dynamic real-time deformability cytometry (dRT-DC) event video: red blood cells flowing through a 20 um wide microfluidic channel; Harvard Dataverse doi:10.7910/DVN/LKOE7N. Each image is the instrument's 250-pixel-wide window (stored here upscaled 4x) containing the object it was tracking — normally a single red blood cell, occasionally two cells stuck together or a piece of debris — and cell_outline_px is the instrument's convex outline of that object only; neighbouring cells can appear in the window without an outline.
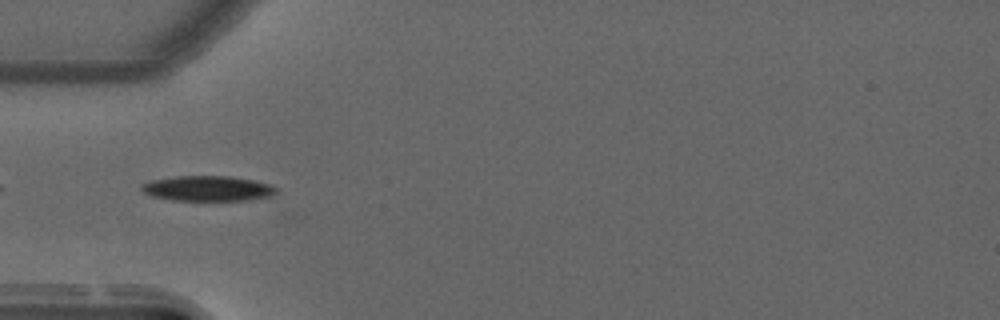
{"species": "common noctule bat (a hibernating species)", "species_latin": "Nyctalus noctula", "temperature_condition": "warm", "stored_images_in_passage": 40, "camera_frame_rate_fps": 3000, "um_per_image_px": 0.085, "animal": {"sex": "male", "forearm_length_mm": 52.5}, "frame": {"image": 1, "passage_image": 2, "time_ms": 0.333, "image_size_px": [1000, 320], "cell_outline_px": [[276, 196], [248, 200], [172, 200], [152, 196], [144, 192], [140, 188], [140, 184], [152, 180], [176, 176], [232, 176], [256, 180], [272, 184], [276, 188]], "centroid_in_image_um": [17.71, 16.01], "position_along_channel_um": 67.3, "area_um2": 20.06}}
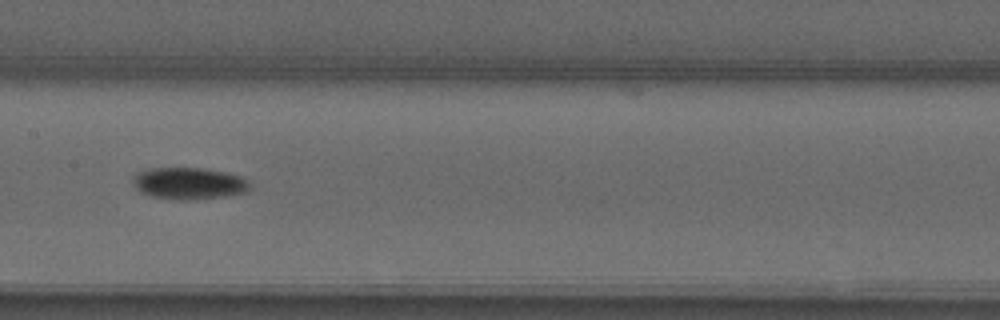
{"frame": {"image": 2, "passage_image": 12, "time_ms": 3.667, "image_size_px": [1000, 320], "cell_outline_px": [[252, 188], [248, 192], [224, 196], [184, 200], [180, 200], [152, 196], [140, 192], [136, 188], [132, 180], [132, 176], [136, 172], [156, 168], [200, 168], [224, 172], [240, 176], [248, 180], [252, 184]], "centroid_in_image_um": [16.08, 15.58], "position_along_channel_um": 191.3, "area_um2": 21.68}}
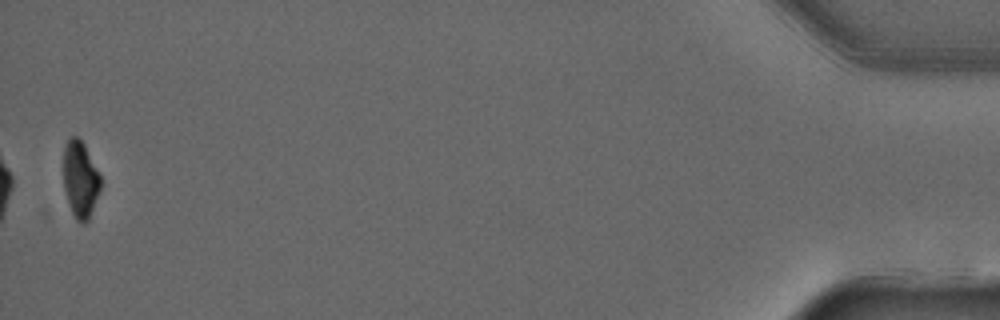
{"frame": {"image": 3, "passage_image": 39, "time_ms": 12.667, "image_size_px": [1000, 320], "cell_outline_px": [[100, 188], [88, 220], [84, 224], [80, 224], [76, 220], [68, 204], [64, 188], [64, 148], [68, 140], [72, 136], [76, 136], [84, 144], [100, 176]], "centroid_in_image_um": [6.81, 15.27], "position_along_channel_um": 428.4, "area_um2": 16.24}, "authors_computed_cell_mechanics": {"area_um2": 20.4034, "velocity_mm_per_s": 3.7072, "shape_relaxation_time_tau1_ms": 3.5281, "shape_relaxation_time_tau2_ms": null, "deformation_change_tau1": 0.1523, "deformation_change_tau2": null}}